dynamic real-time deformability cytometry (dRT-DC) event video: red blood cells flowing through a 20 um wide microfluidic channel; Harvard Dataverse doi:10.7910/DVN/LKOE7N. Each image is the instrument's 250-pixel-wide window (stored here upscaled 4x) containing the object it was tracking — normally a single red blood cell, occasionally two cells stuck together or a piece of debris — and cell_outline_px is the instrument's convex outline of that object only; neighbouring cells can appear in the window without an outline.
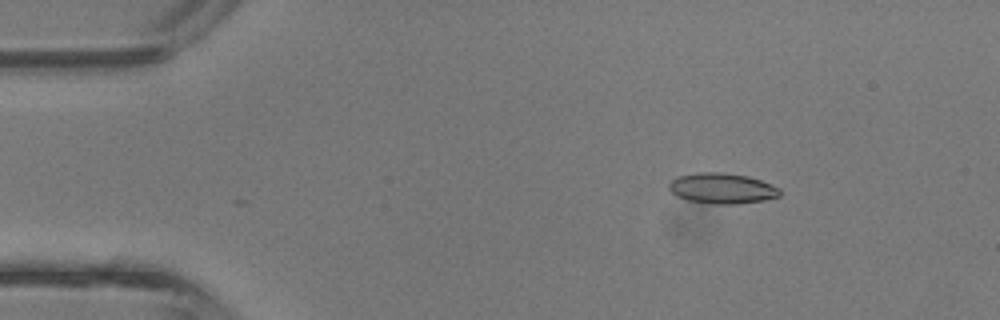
{"species": "common noctule bat (a hibernating species)", "species_latin": "Nyctalus noctula", "temperature_condition": "room temperature", "stored_images_in_passage": 5, "camera_frame_rate_fps": 3000, "um_per_image_px": 0.085, "animal": {"sex": "male", "body_mass_g": 13.3}, "frame": {"image": 1, "passage_image": 2, "time_ms": 0.333, "image_size_px": [1000, 320], "cell_outline_px": [[780, 196], [764, 200], [736, 204], [716, 204], [688, 200], [676, 196], [668, 188], [668, 184], [672, 180], [680, 176], [696, 172], [720, 172], [748, 176], [760, 180], [780, 188]], "centroid_in_image_um": [61.37, 16.01], "position_along_channel_um": 23.6, "area_um2": 19.65}}
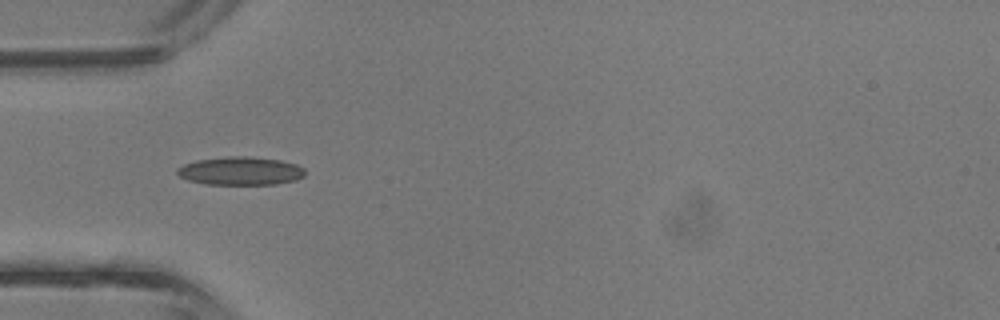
{"frame": {"image": 2, "passage_image": 4, "time_ms": 1.0, "image_size_px": [1000, 320], "cell_outline_px": [[304, 176], [296, 180], [276, 184], [204, 184], [188, 180], [180, 176], [176, 172], [176, 168], [184, 164], [196, 160], [232, 156], [248, 156], [280, 160], [296, 164], [304, 168]], "centroid_in_image_um": [20.43, 14.53], "position_along_channel_um": 64.6, "area_um2": 21.04}}
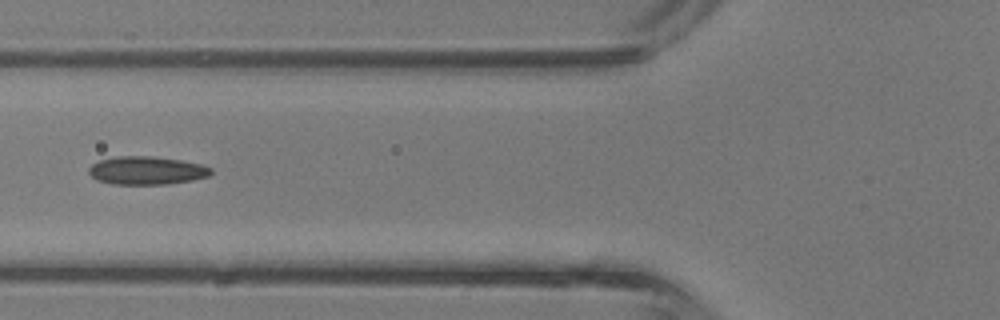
{"frame": {"image": 3, "passage_image": 5, "time_ms": 1.333, "image_size_px": [1000, 320], "cell_outline_px": [[212, 172], [208, 176], [192, 180], [168, 184], [112, 184], [96, 180], [88, 172], [88, 168], [92, 164], [100, 160], [116, 156], [152, 156], [180, 160], [200, 164], [212, 168]], "centroid_in_image_um": [12.44, 14.49], "position_along_channel_um": 113.4, "area_um2": 20.06}}